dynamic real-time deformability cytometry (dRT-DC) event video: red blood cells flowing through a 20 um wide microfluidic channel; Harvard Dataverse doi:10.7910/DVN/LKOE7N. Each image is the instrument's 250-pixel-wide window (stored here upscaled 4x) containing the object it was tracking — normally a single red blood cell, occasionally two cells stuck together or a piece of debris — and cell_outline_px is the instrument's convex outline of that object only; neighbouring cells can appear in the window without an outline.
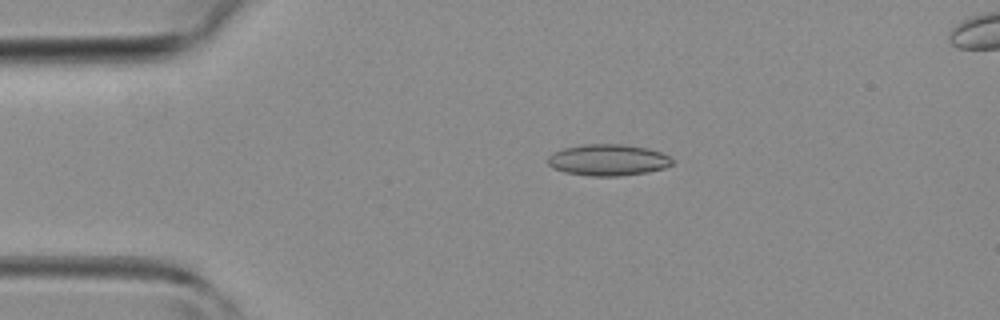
{"species": "common noctule bat (a hibernating species)", "species_latin": "Nyctalus noctula", "temperature_condition": "room temperature", "stored_images_in_passage": 44, "camera_frame_rate_fps": 3000, "um_per_image_px": 0.085, "animal": {"sex": "female", "body_mass_g": 19.3, "forearm_length_mm": 54.1}, "frame": {"image": 1, "passage_image": 8, "time_ms": 2.333, "image_size_px": [1000, 320], "cell_outline_px": [[672, 164], [664, 168], [648, 172], [620, 176], [592, 176], [564, 172], [552, 168], [548, 164], [548, 156], [552, 152], [564, 148], [584, 144], [624, 144], [648, 148], [660, 152], [668, 156], [672, 160]], "centroid_in_image_um": [51.66, 13.6], "position_along_channel_um": 33.3, "area_um2": 22.83}}
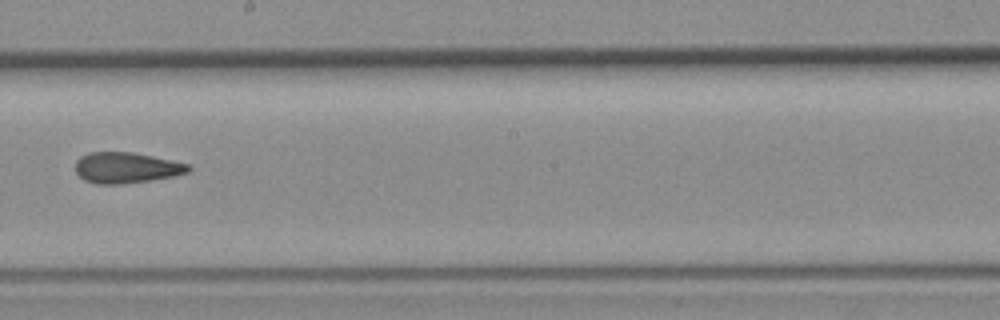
{"frame": {"image": 2, "passage_image": 24, "time_ms": 7.667, "image_size_px": [1000, 320], "cell_outline_px": [[192, 168], [188, 172], [172, 176], [124, 184], [96, 184], [84, 180], [76, 172], [76, 160], [80, 156], [92, 152], [132, 152], [192, 164]], "centroid_in_image_um": [10.74, 14.25], "position_along_channel_um": 237.5, "area_um2": 20.29}}
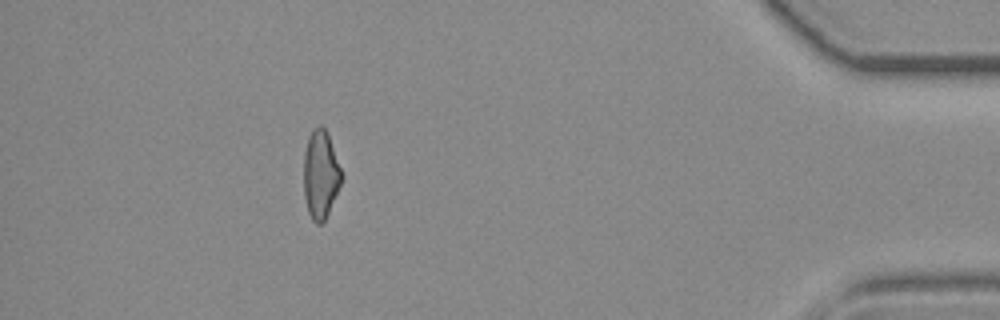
{"frame": {"image": 3, "passage_image": 39, "time_ms": 12.667, "image_size_px": [1000, 320], "cell_outline_px": [[344, 176], [328, 212], [324, 220], [320, 224], [316, 224], [312, 220], [308, 212], [304, 196], [304, 152], [312, 128], [320, 124], [328, 132]], "centroid_in_image_um": [27.26, 14.8], "position_along_channel_um": 407.9, "area_um2": 19.54}}